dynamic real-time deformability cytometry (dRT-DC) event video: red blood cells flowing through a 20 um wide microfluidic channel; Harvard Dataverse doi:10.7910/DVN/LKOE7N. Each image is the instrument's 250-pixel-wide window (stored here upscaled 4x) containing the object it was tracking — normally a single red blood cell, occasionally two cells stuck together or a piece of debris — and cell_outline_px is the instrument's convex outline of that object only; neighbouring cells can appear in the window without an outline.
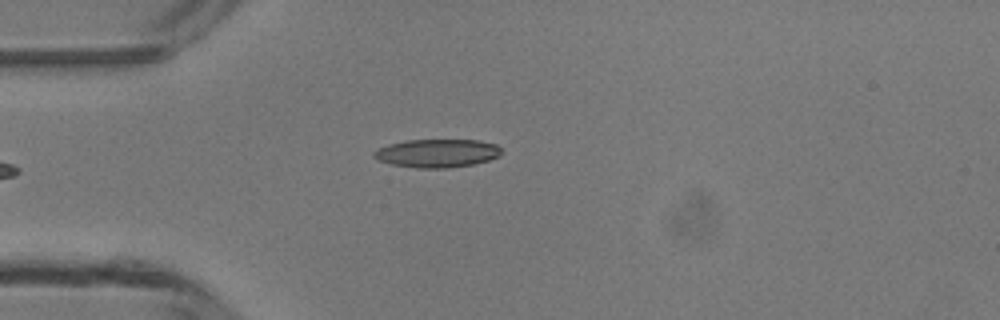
{"species": "common noctule bat (a hibernating species)", "species_latin": "Nyctalus noctula", "temperature_condition": "room temperature", "stored_images_in_passage": 5, "camera_frame_rate_fps": 3000, "um_per_image_px": 0.085, "animal": {"sex": "male", "body_mass_g": 13.3}, "frame": {"image": 1, "passage_image": 5, "time_ms": 5.333, "image_size_px": [1000, 320], "cell_outline_px": [[500, 156], [488, 160], [472, 164], [448, 168], [416, 168], [392, 164], [380, 160], [372, 156], [372, 152], [388, 144], [408, 140], [480, 140], [496, 144], [500, 148]], "centroid_in_image_um": [37.16, 13.02], "position_along_channel_um": 47.8, "area_um2": 20.92}}